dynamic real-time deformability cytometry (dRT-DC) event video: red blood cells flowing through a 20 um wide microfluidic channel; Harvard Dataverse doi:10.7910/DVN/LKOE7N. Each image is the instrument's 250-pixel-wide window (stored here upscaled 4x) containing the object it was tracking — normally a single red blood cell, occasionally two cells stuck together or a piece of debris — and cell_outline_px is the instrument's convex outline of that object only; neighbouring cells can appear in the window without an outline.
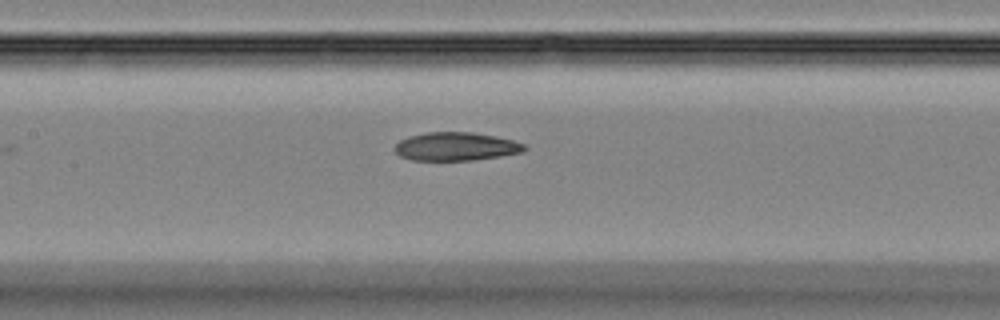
{"species": "Egyptian fruit bat (a non-hibernating species)", "species_latin": "Rousettus aegyptiacus", "temperature_condition": "room temperature", "stored_images_in_passage": 15, "camera_frame_rate_fps": 3000, "um_per_image_px": 0.085, "animal": {"sex": "female"}, "frame": {"image": 1, "passage_image": 8, "time_ms": 2.333, "image_size_px": [1000, 320], "cell_outline_px": [[528, 148], [524, 152], [500, 156], [472, 160], [412, 160], [400, 156], [392, 148], [400, 140], [408, 136], [428, 132], [472, 132], [496, 136], [512, 140], [524, 144]], "centroid_in_image_um": [38.75, 12.45], "position_along_channel_um": 168.6, "area_um2": 21.5}}
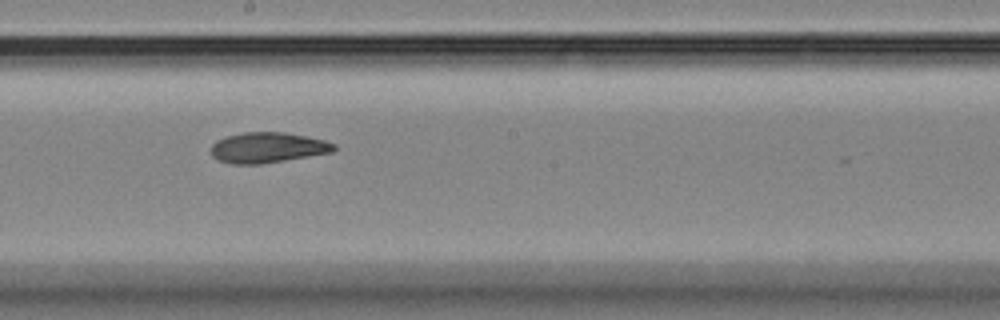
{"frame": {"image": 2, "passage_image": 12, "time_ms": 3.667, "image_size_px": [1000, 320], "cell_outline_px": [[336, 148], [332, 152], [260, 164], [228, 164], [216, 160], [212, 156], [212, 144], [216, 140], [228, 136], [244, 132], [284, 132], [308, 136], [324, 140], [336, 144]], "centroid_in_image_um": [22.73, 12.54], "position_along_channel_um": 225.5, "area_um2": 21.85}}